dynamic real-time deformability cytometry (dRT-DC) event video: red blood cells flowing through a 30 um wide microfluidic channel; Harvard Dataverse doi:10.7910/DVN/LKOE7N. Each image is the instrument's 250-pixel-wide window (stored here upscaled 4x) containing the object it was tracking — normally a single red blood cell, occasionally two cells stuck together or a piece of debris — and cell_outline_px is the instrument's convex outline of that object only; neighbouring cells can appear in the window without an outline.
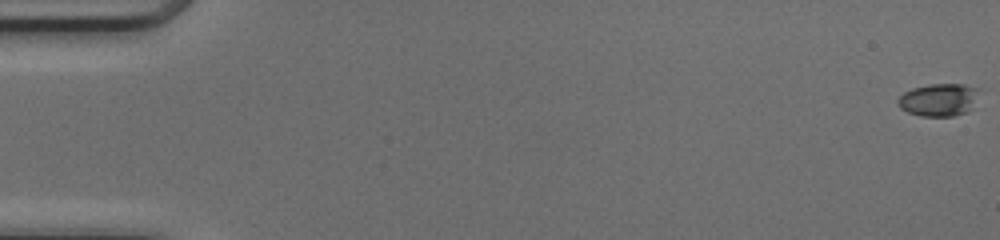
{"species": "common noctule bat (a hibernating species)", "species_latin": "Nyctalus noctula", "temperature_condition": "cold", "stored_images_in_passage": 51, "camera_frame_rate_fps": 3000, "um_per_image_px": 0.085, "animal": {"sex": "female", "body_mass_g": 17.0, "forearm_length_mm": 48.0}, "frame": {"image": 1, "passage_image": 1, "time_ms": 0.0, "image_size_px": [1000, 240], "cell_outline_px": [[976, 88], [968, 112], [956, 116], [920, 116], [908, 112], [900, 108], [896, 104], [896, 100], [904, 92], [912, 88], [928, 84], [964, 84]], "centroid_in_image_um": [79.68, 8.49], "position_along_channel_um": 5.3, "area_um2": 15.14}}
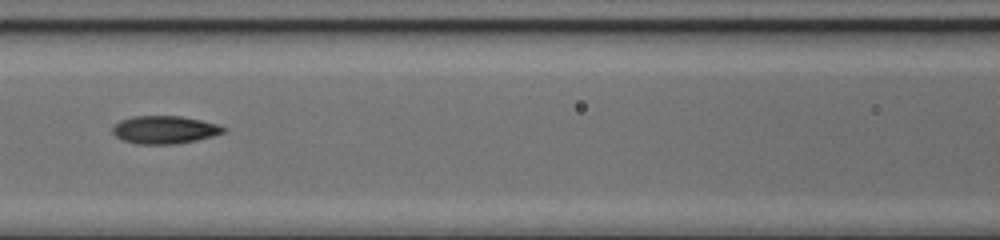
{"frame": {"image": 2, "passage_image": 24, "time_ms": 7.667, "image_size_px": [1000, 240], "cell_outline_px": [[228, 128], [224, 132], [212, 136], [196, 140], [176, 144], [136, 144], [124, 140], [116, 136], [112, 132], [112, 128], [120, 120], [132, 116], [180, 116], [220, 124]], "centroid_in_image_um": [14.01, 11.02], "position_along_channel_um": 152.6, "area_um2": 18.03}}
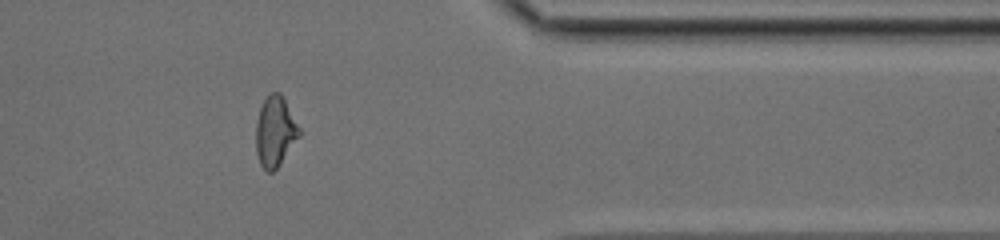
{"frame": {"image": 3, "passage_image": 42, "time_ms": 13.667, "image_size_px": [1000, 240], "cell_outline_px": [[300, 136], [276, 168], [272, 172], [264, 172], [260, 164], [256, 152], [256, 120], [260, 108], [264, 100], [272, 92], [280, 92], [300, 128]], "centroid_in_image_um": [23.37, 11.2], "position_along_channel_um": 388.0, "area_um2": 17.57}, "authors_computed_cell_mechanics": {"area_um2": 17.3978, "velocity_mm_per_s": 4.2195, "shape_relaxation_time_tau1_ms": 8.9427, "shape_relaxation_time_tau2_ms": 1.9723, "deformation_change_tau1": 0.2807, "deformation_change_tau2": 0.0822}}